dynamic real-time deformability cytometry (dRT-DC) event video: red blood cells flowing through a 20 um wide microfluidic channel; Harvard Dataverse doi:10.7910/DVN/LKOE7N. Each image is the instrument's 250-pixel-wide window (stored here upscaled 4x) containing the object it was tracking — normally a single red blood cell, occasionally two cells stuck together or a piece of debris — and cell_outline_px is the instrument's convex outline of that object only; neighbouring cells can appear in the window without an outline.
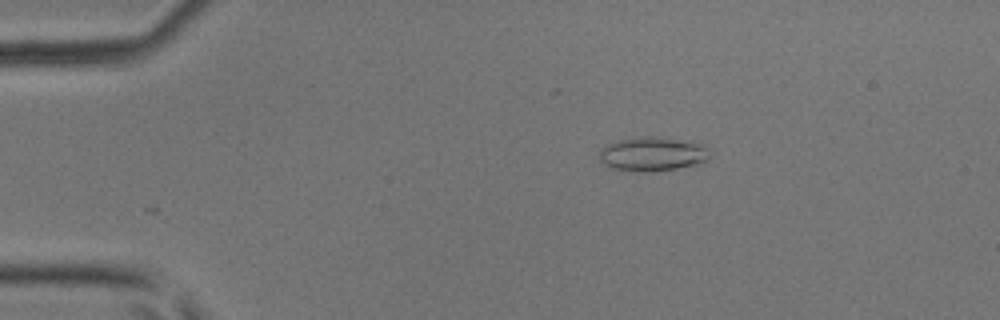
{"species": "common noctule bat (a hibernating species)", "species_latin": "Nyctalus noctula", "temperature_condition": "room temperature", "stored_images_in_passage": 4, "camera_frame_rate_fps": 3000, "um_per_image_px": 0.085, "animal": {"sex": "male", "body_mass_g": 17.9, "forearm_length_mm": 54.2}, "frame": {"image": 1, "passage_image": 2, "time_ms": 1.0, "image_size_px": [1000, 320], "cell_outline_px": [[708, 160], [696, 164], [676, 168], [644, 172], [636, 172], [612, 168], [604, 164], [600, 160], [600, 148], [616, 140], [644, 136], [660, 136], [704, 144], [708, 148]], "centroid_in_image_um": [55.44, 13.07], "position_along_channel_um": 29.6, "area_um2": 22.02}}